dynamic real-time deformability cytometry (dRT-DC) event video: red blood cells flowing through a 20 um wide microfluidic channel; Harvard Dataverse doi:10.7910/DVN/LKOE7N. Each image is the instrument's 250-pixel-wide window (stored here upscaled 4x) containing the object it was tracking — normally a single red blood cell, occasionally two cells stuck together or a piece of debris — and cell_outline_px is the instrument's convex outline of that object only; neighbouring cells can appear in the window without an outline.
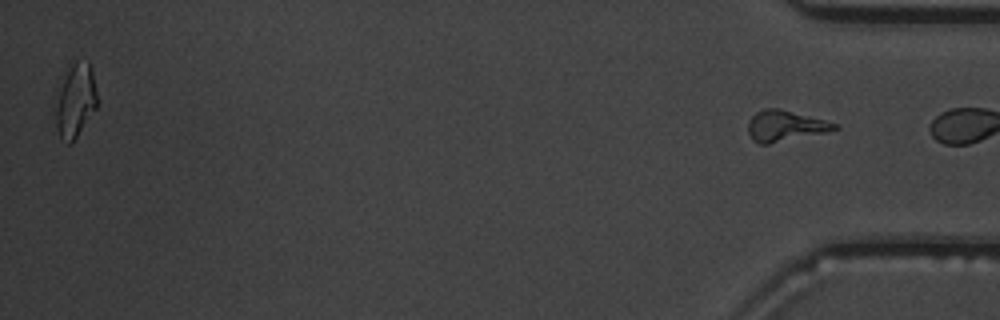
{"species": "common noctule bat (a hibernating species)", "species_latin": "Nyctalus noctula", "temperature_condition": "warm", "stored_images_in_passage": 43, "segment_of_instrument_passage": [2, 2], "camera_frame_rate_fps": 3000, "um_per_image_px": 0.085, "animal": {"sex": "male", "body_mass_g": 19.5, "forearm_length_mm": 54.6}, "frame": {"image": 1, "passage_image": 43, "time_ms": 14.0, "image_size_px": [1000, 320], "cell_outline_px": [[840, 128], [824, 132], [768, 144], [760, 144], [752, 140], [748, 132], [748, 120], [756, 112], [764, 108], [780, 108], [824, 120], [836, 124]], "centroid_in_image_um": [66.67, 10.69], "position_along_channel_um": 368.5, "area_um2": 15.32}}